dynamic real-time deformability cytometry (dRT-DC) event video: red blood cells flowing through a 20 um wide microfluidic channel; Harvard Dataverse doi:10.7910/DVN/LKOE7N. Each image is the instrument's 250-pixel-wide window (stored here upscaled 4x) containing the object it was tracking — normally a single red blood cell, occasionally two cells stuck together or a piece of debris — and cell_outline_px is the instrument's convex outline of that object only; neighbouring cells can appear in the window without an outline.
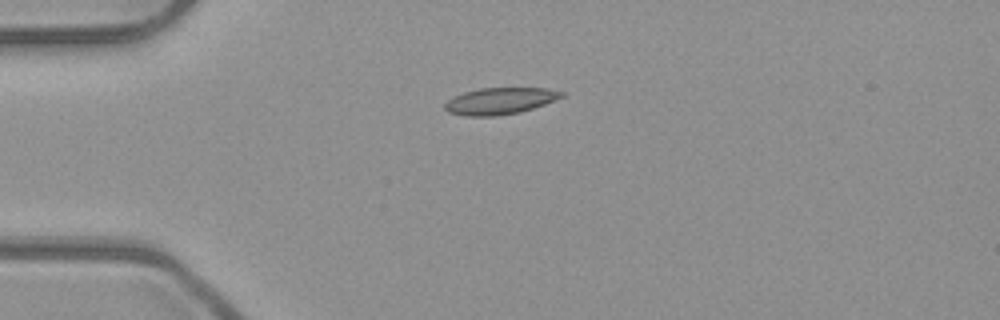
{"species": "common noctule bat (a hibernating species)", "species_latin": "Nyctalus noctula", "temperature_condition": "room temperature", "stored_images_in_passage": 1, "camera_frame_rate_fps": 3000, "um_per_image_px": 0.085, "animal": {"sex": "male", "body_mass_g": 23.1, "forearm_length_mm": 52.7}, "frame": {"image": 1, "passage_image": 1, "time_ms": 0.0, "image_size_px": [1000, 320], "cell_outline_px": [[564, 96], [556, 100], [520, 112], [496, 116], [464, 116], [448, 112], [444, 108], [444, 104], [448, 100], [464, 92], [480, 88], [548, 88], [564, 92]], "centroid_in_image_um": [42.5, 8.58], "position_along_channel_um": 42.5, "area_um2": 18.09}}